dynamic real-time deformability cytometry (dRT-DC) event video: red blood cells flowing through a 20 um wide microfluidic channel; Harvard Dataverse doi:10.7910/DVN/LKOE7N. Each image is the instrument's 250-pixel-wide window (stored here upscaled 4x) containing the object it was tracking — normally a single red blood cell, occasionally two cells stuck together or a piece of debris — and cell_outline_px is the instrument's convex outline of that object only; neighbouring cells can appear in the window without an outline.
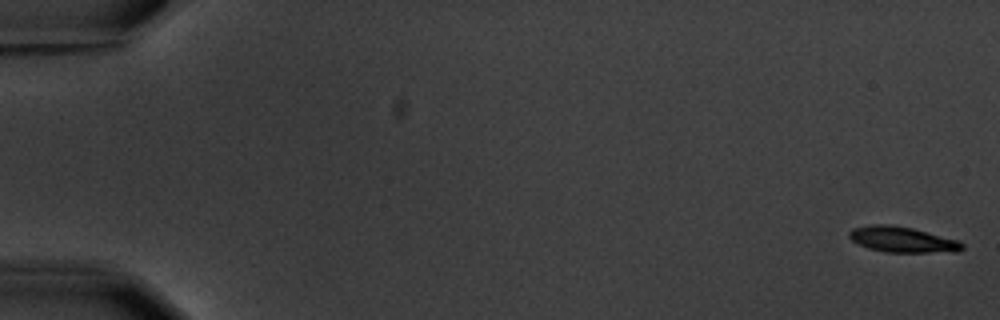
{"species": "common noctule bat (a hibernating species)", "species_latin": "Nyctalus noctula", "temperature_condition": "warm", "stored_images_in_passage": 6, "camera_frame_rate_fps": 3000, "um_per_image_px": 0.085, "animal": {"sex": "male", "body_mass_g": 20.1, "forearm_length_mm": 53.5}, "frame": {"image": 1, "passage_image": 1, "time_ms": 0.0, "image_size_px": [1000, 320], "cell_outline_px": [[964, 248], [956, 252], [884, 252], [868, 248], [852, 240], [848, 236], [848, 232], [852, 228], [872, 224], [892, 224], [912, 228], [956, 240], [964, 244]], "centroid_in_image_um": [76.67, 20.36], "position_along_channel_um": 8.3, "area_um2": 16.82}}
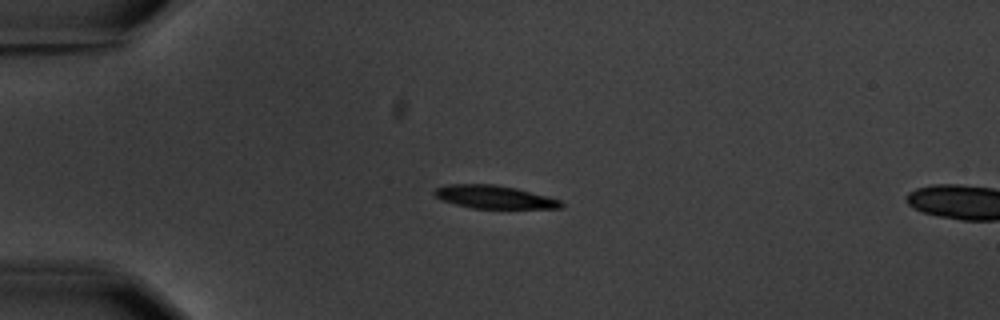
{"frame": {"image": 2, "passage_image": 5, "time_ms": 4.667, "image_size_px": [1000, 320], "cell_outline_px": [[564, 208], [472, 208], [440, 200], [432, 192], [436, 188], [448, 184], [492, 184], [516, 188], [560, 200], [564, 204]], "centroid_in_image_um": [41.98, 16.74], "position_along_channel_um": 43.0, "area_um2": 16.88}}